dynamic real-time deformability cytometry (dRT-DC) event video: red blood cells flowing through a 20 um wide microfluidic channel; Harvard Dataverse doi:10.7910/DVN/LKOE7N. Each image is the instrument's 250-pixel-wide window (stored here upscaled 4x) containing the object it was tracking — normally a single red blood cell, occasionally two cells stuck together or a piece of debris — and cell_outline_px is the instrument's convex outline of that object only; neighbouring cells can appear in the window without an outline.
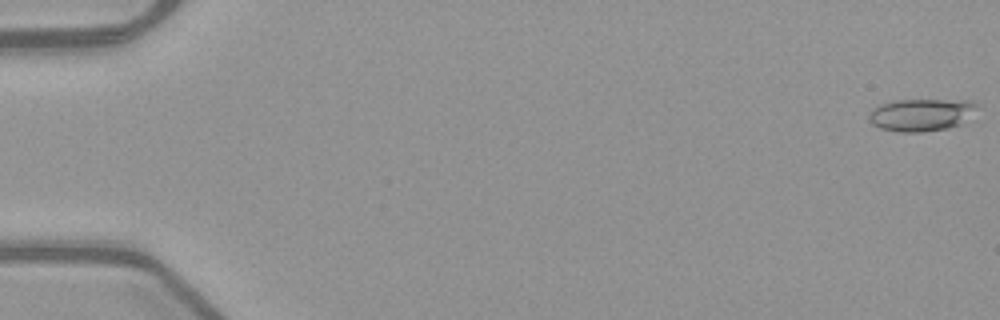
{"species": "common noctule bat (a hibernating species)", "species_latin": "Nyctalus noctula", "temperature_condition": "warm", "stored_images_in_passage": 53, "camera_frame_rate_fps": 3000, "um_per_image_px": 0.085, "animal": {"sex": "female", "body_mass_g": 21.9}, "frame": {"image": 1, "passage_image": 1, "time_ms": 0.0, "image_size_px": [1000, 320], "cell_outline_px": [[976, 104], [968, 120], [960, 124], [948, 128], [924, 132], [900, 132], [880, 128], [872, 124], [868, 120], [868, 116], [880, 104], [896, 100], [972, 100]], "centroid_in_image_um": [78.3, 9.76], "position_along_channel_um": 6.7, "area_um2": 20.29}}
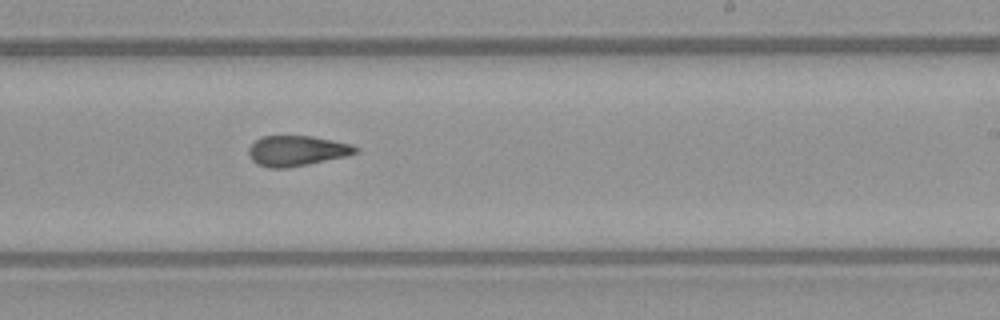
{"frame": {"image": 2, "passage_image": 33, "time_ms": 10.667, "image_size_px": [1000, 320], "cell_outline_px": [[360, 152], [348, 156], [288, 168], [268, 168], [256, 164], [248, 156], [248, 148], [260, 136], [312, 136], [352, 144], [360, 148]], "centroid_in_image_um": [25.24, 12.82], "position_along_channel_um": 263.8, "area_um2": 19.19}}
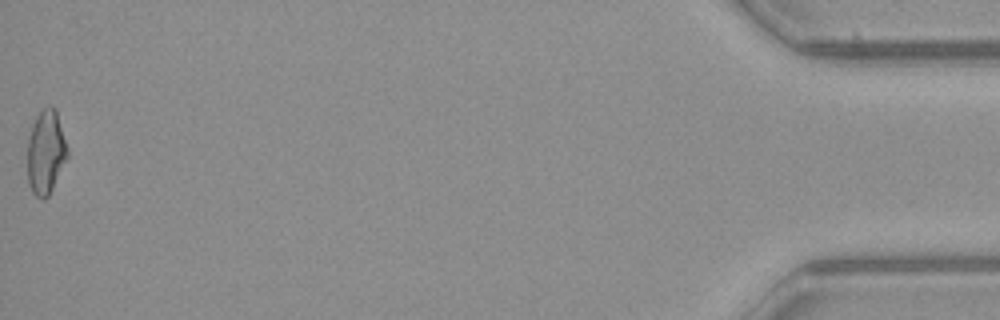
{"frame": {"image": 3, "passage_image": 53, "time_ms": 17.333, "image_size_px": [1000, 320], "cell_outline_px": [[68, 156], [48, 196], [44, 200], [40, 200], [32, 192], [28, 184], [28, 136], [32, 124], [36, 116], [44, 108], [52, 104], [56, 108], [68, 148]], "centroid_in_image_um": [3.89, 12.92], "position_along_channel_um": 431.3, "area_um2": 19.71}, "authors_computed_cell_mechanics": {"area_um2": 19.2474, "velocity_mm_per_s": 4.0008, "shape_relaxation_time_tau1_ms": null, "shape_relaxation_time_tau2_ms": 2.5337, "deformation_change_tau1": null, "deformation_change_tau2": 0.1207}}